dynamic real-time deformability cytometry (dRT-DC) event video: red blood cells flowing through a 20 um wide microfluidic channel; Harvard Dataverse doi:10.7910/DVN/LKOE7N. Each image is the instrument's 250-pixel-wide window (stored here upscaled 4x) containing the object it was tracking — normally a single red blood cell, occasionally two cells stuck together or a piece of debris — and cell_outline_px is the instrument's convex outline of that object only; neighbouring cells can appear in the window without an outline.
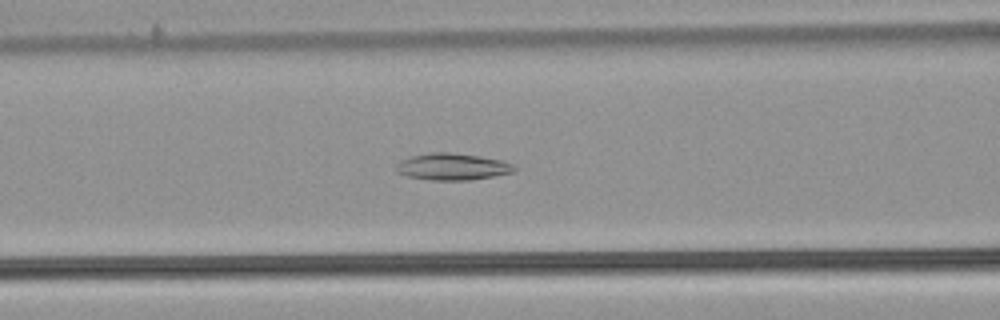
{"species": "common noctule bat (a hibernating species)", "species_latin": "Nyctalus noctula", "temperature_condition": "warm", "stored_images_in_passage": 54, "camera_frame_rate_fps": 3000, "um_per_image_px": 0.085, "animal": {"sex": "male", "body_mass_g": 21.5, "forearm_length_mm": 52.0}, "frame": {"image": 1, "passage_image": 23, "time_ms": 7.333, "image_size_px": [1000, 320], "cell_outline_px": [[516, 172], [472, 180], [432, 180], [408, 176], [396, 172], [396, 164], [400, 160], [412, 156], [432, 152], [452, 152], [480, 156], [500, 160], [512, 164], [516, 168]], "centroid_in_image_um": [38.46, 14.17], "position_along_channel_um": 128.1, "area_um2": 18.5}}
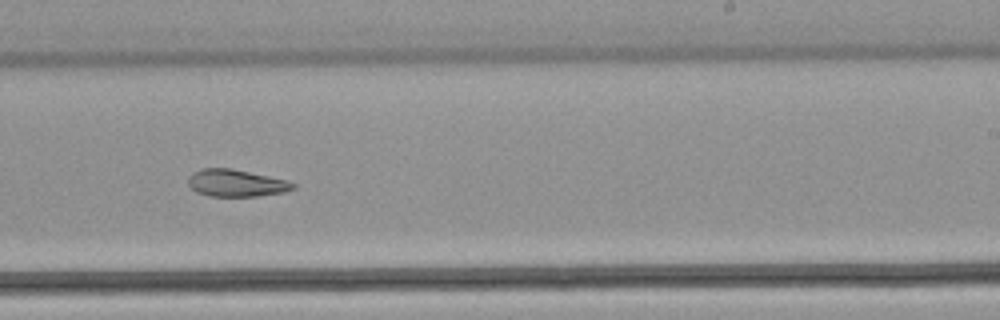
{"frame": {"image": 2, "passage_image": 34, "time_ms": 11.0, "image_size_px": [1000, 320], "cell_outline_px": [[296, 188], [284, 192], [256, 196], [208, 196], [196, 192], [188, 184], [188, 176], [192, 172], [200, 168], [232, 168], [268, 176], [284, 180], [296, 184]], "centroid_in_image_um": [20.02, 15.55], "position_along_channel_um": 269.0, "area_um2": 16.59}}
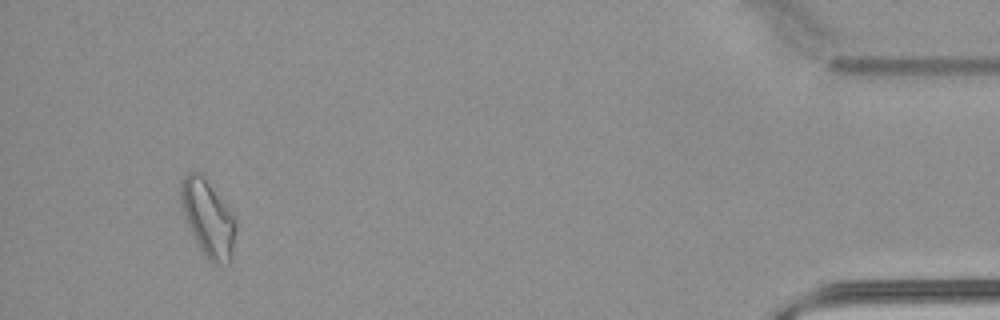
{"frame": {"image": 3, "passage_image": 51, "time_ms": 16.667, "image_size_px": [1000, 320], "cell_outline_px": [[236, 228], [232, 260], [228, 264], [212, 264], [208, 260], [200, 248], [184, 216], [180, 200], [180, 184], [184, 176], [188, 172], [196, 172], [208, 184], [236, 216]], "centroid_in_image_um": [17.71, 18.61], "position_along_channel_um": 417.5, "area_um2": 24.16}}